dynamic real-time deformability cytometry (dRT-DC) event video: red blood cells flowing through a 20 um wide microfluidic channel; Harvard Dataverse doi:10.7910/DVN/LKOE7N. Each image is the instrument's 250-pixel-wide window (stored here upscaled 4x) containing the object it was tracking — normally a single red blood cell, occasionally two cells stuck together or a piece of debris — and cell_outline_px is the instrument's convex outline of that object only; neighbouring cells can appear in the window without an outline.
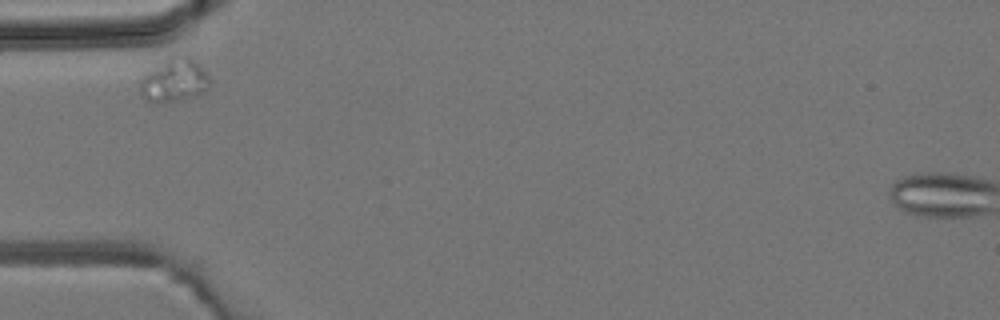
{"species": "common noctule bat (a hibernating species)", "species_latin": "Nyctalus noctula", "temperature_condition": "room temperature", "stored_images_in_passage": 8, "camera_frame_rate_fps": 3000, "um_per_image_px": 0.085, "animal": {"sex": "male", "body_mass_g": 19.2, "forearm_length_mm": 51.8}, "frame": {"image": 1, "passage_image": 6, "time_ms": 6.0, "image_size_px": [1000, 320], "cell_outline_px": [[208, 88], [204, 92], [180, 100], [164, 104], [152, 104], [144, 100], [140, 96], [140, 76], [172, 60], [184, 56], [188, 56], [208, 76]], "centroid_in_image_um": [14.73, 6.96], "position_along_channel_um": 70.3, "area_um2": 16.88}}